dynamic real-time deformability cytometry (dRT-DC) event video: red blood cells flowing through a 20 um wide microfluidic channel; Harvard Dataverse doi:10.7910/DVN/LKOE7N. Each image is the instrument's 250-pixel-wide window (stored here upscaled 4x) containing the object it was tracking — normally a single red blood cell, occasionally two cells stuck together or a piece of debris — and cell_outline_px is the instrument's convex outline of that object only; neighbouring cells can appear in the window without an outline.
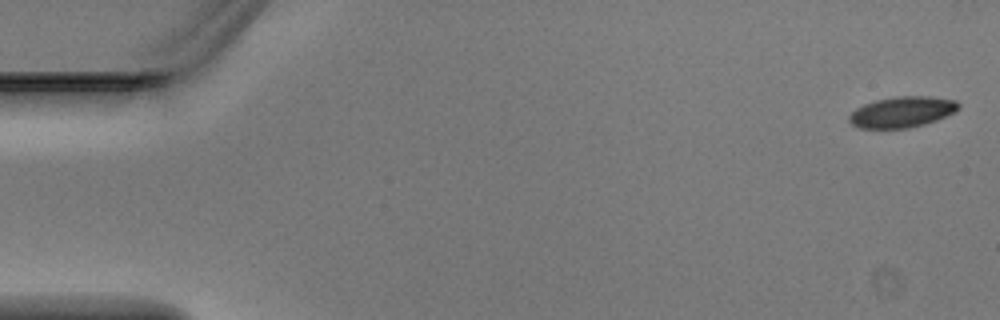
{"species": "Egyptian fruit bat (a non-hibernating species)", "species_latin": "Rousettus aegyptiacus", "temperature_condition": "warm", "stored_images_in_passage": 5, "camera_frame_rate_fps": 3000, "um_per_image_px": 0.085, "animal": {"sex": "male"}, "frame": {"image": 1, "passage_image": 1, "time_ms": 0.0, "image_size_px": [1000, 320], "cell_outline_px": [[960, 108], [936, 120], [924, 124], [908, 128], [860, 128], [852, 124], [848, 120], [848, 116], [856, 108], [864, 104], [876, 100], [896, 96], [932, 96], [956, 100], [960, 104]], "centroid_in_image_um": [76.67, 9.51], "position_along_channel_um": 8.3, "area_um2": 19.59}}
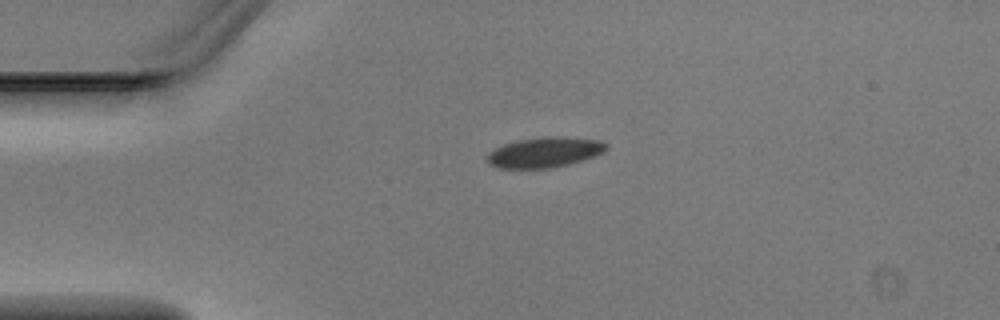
{"frame": {"image": 2, "passage_image": 4, "time_ms": 1.0, "image_size_px": [1000, 320], "cell_outline_px": [[608, 144], [604, 152], [568, 164], [552, 168], [500, 168], [488, 164], [488, 156], [496, 148], [504, 144], [520, 140], [556, 136], [564, 136], [600, 140]], "centroid_in_image_um": [46.32, 12.94], "position_along_channel_um": 38.7, "area_um2": 20.58}}